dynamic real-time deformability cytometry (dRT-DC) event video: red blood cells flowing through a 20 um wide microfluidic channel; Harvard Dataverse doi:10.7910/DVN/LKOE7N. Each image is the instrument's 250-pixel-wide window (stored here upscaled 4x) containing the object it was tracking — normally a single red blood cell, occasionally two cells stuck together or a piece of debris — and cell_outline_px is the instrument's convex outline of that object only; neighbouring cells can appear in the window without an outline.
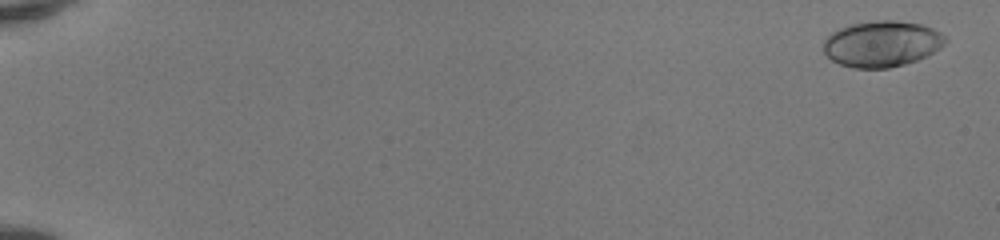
{"species": "human", "species_latin": "Homo sapiens", "temperature_condition": "room temperature", "stored_images_in_passage": 53, "segment_of_instrument_passage": [1, 2], "camera_frame_rate_fps": 3000, "um_per_image_px": 0.085, "donor": {"sex": "female"}, "frame": {"image": 1, "passage_image": 2, "time_ms": 0.333, "image_size_px": [1000, 240], "cell_outline_px": [[948, 40], [940, 48], [916, 60], [904, 64], [888, 68], [852, 68], [840, 64], [832, 60], [824, 52], [824, 40], [832, 32], [840, 28], [852, 24], [876, 20], [896, 20], [920, 24], [932, 28], [940, 32]], "centroid_in_image_um": [74.95, 3.72], "position_along_channel_um": 10.0, "area_um2": 32.48}}
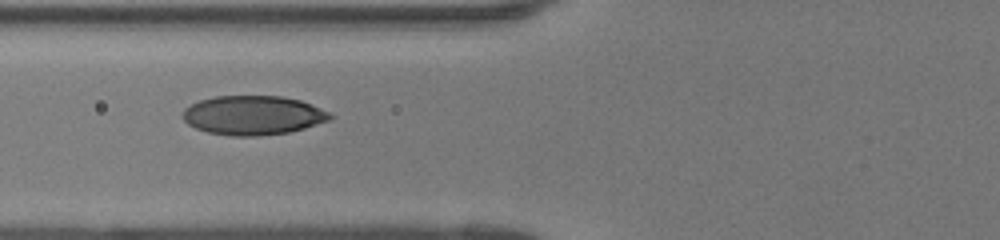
{"frame": {"image": 2, "passage_image": 23, "time_ms": 7.333, "image_size_px": [1000, 240], "cell_outline_px": [[332, 120], [304, 128], [288, 132], [256, 136], [232, 136], [208, 132], [196, 128], [188, 124], [180, 116], [184, 108], [200, 100], [216, 96], [280, 96], [300, 100], [332, 112]], "centroid_in_image_um": [21.52, 9.8], "position_along_channel_um": 104.3, "area_um2": 33.76}}
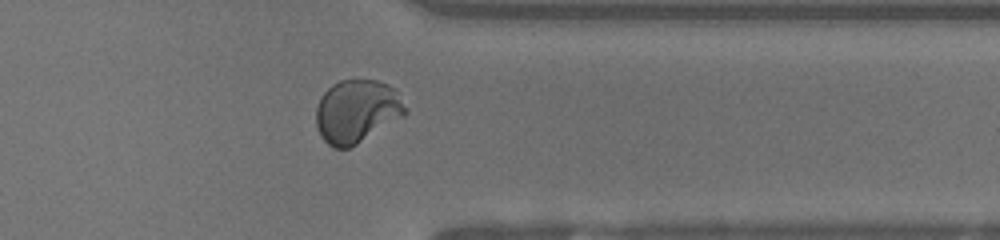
{"frame": {"image": 3, "passage_image": 43, "time_ms": 14.0, "image_size_px": [1000, 240], "cell_outline_px": [[408, 112], [404, 116], [356, 144], [348, 148], [332, 148], [320, 136], [316, 124], [316, 108], [324, 92], [332, 84], [340, 80], [376, 80], [388, 84], [392, 88], [408, 108]], "centroid_in_image_um": [30.32, 9.46], "position_along_channel_um": 381.1, "area_um2": 32.66}}